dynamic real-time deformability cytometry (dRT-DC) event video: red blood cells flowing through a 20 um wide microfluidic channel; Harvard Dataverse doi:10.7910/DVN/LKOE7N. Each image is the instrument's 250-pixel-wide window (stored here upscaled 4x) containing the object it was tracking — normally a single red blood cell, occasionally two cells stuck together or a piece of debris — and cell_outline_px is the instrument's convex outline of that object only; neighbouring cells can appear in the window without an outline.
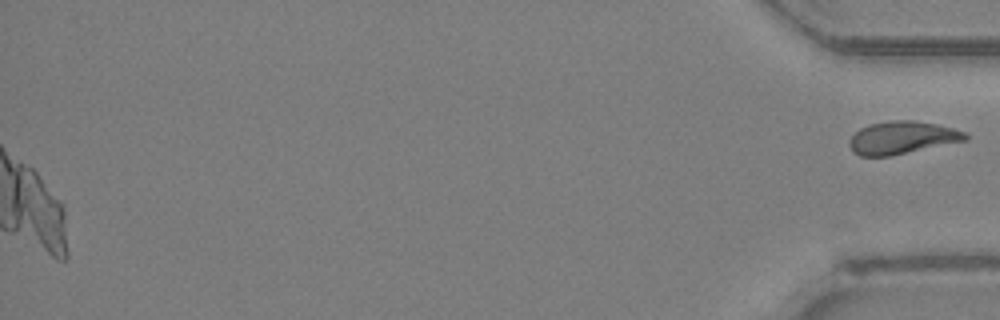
{"species": "Egyptian fruit bat (a non-hibernating species)", "species_latin": "Rousettus aegyptiacus", "temperature_condition": "room temperature", "stored_images_in_passage": 47, "camera_frame_rate_fps": 3000, "um_per_image_px": 0.085, "animal": {"sex": "female"}, "frame": {"image": 1, "passage_image": 47, "time_ms": 15.333, "image_size_px": [1000, 320], "cell_outline_px": [[968, 140], [888, 156], [860, 156], [852, 152], [848, 144], [848, 140], [860, 128], [868, 124], [892, 120], [912, 120], [936, 124], [952, 128], [964, 132], [968, 136]], "centroid_in_image_um": [76.64, 11.7], "position_along_channel_um": 358.6, "area_um2": 22.02}}